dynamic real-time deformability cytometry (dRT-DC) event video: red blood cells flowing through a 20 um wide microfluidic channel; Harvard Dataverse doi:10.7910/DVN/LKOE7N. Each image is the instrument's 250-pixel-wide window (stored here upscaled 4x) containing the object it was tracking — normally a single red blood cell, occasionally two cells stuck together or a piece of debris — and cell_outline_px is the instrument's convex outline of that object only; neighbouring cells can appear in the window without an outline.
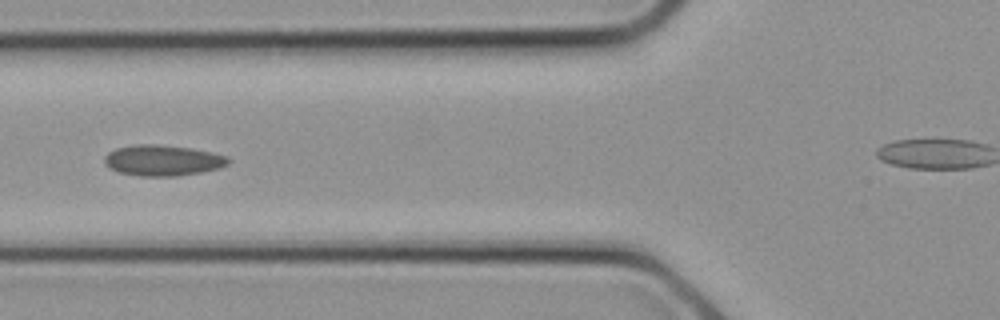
{"species": "common noctule bat (a hibernating species)", "species_latin": "Nyctalus noctula", "temperature_condition": "cold", "stored_images_in_passage": 6, "camera_frame_rate_fps": 3000, "um_per_image_px": 0.085, "animal": {"sex": "female", "body_mass_g": 21.9}, "frame": {"image": 1, "passage_image": 5, "time_ms": 1.333, "image_size_px": [1000, 320], "cell_outline_px": [[232, 160], [228, 164], [220, 168], [200, 172], [176, 176], [140, 176], [120, 172], [104, 164], [104, 156], [108, 152], [116, 148], [136, 144], [156, 144], [192, 148], [212, 152], [228, 156]], "centroid_in_image_um": [13.86, 13.62], "position_along_channel_um": 111.9, "area_um2": 22.31}}